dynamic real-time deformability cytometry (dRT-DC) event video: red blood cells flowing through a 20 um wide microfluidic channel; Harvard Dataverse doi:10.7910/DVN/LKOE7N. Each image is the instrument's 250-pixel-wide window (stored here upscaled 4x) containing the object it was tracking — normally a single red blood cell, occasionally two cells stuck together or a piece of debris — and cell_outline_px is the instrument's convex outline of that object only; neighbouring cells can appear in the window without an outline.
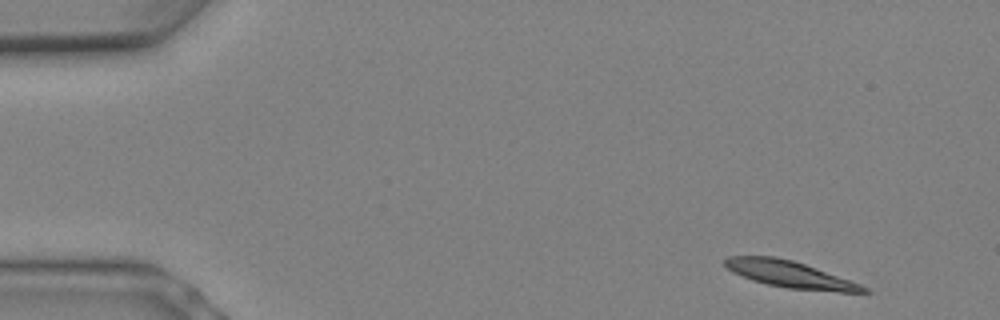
{"species": "Egyptian fruit bat (a non-hibernating species)", "species_latin": "Rousettus aegyptiacus", "temperature_condition": "warm", "stored_images_in_passage": 7, "camera_frame_rate_fps": 3000, "um_per_image_px": 0.085, "animal": {"sex": "female"}, "frame": {"image": 1, "passage_image": 1, "time_ms": 0.0, "image_size_px": [1000, 320], "cell_outline_px": [[872, 292], [840, 292], [788, 288], [768, 284], [752, 280], [732, 272], [724, 264], [724, 260], [728, 256], [772, 256], [792, 260], [816, 268], [860, 284], [868, 288]], "centroid_in_image_um": [67.13, 23.32], "position_along_channel_um": 17.9, "area_um2": 21.21}}
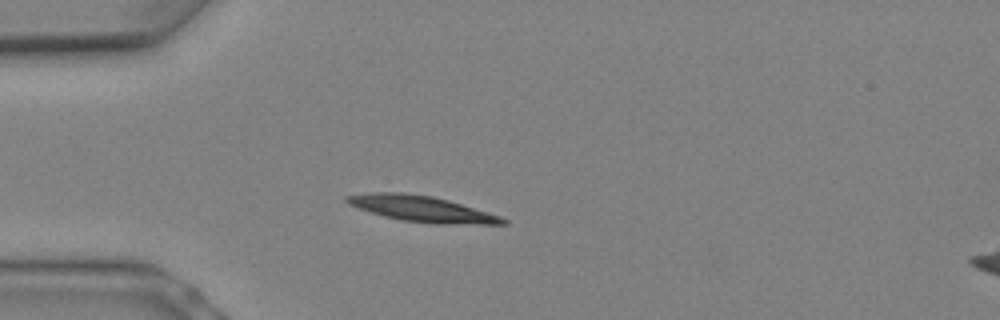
{"frame": {"image": 2, "passage_image": 5, "time_ms": 1.333, "image_size_px": [1000, 320], "cell_outline_px": [[508, 224], [432, 224], [400, 220], [384, 216], [348, 204], [344, 200], [344, 196], [372, 192], [404, 192], [432, 196], [448, 200], [488, 212], [500, 216], [508, 220]], "centroid_in_image_um": [35.85, 17.75], "position_along_channel_um": 49.1, "area_um2": 23.52}}
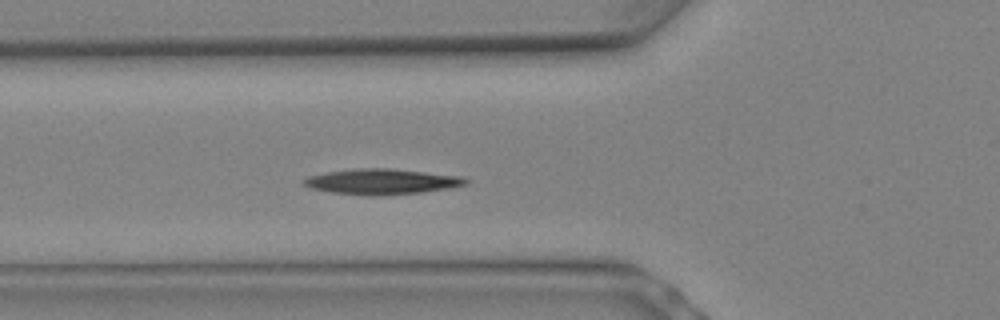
{"frame": {"image": 3, "passage_image": 7, "time_ms": 2.0, "image_size_px": [1000, 320], "cell_outline_px": [[468, 184], [448, 188], [424, 192], [372, 196], [328, 192], [312, 188], [300, 184], [300, 180], [308, 176], [328, 172], [356, 168], [392, 168], [464, 176], [468, 180]], "centroid_in_image_um": [32.44, 15.43], "position_along_channel_um": 93.4, "area_um2": 24.33}}